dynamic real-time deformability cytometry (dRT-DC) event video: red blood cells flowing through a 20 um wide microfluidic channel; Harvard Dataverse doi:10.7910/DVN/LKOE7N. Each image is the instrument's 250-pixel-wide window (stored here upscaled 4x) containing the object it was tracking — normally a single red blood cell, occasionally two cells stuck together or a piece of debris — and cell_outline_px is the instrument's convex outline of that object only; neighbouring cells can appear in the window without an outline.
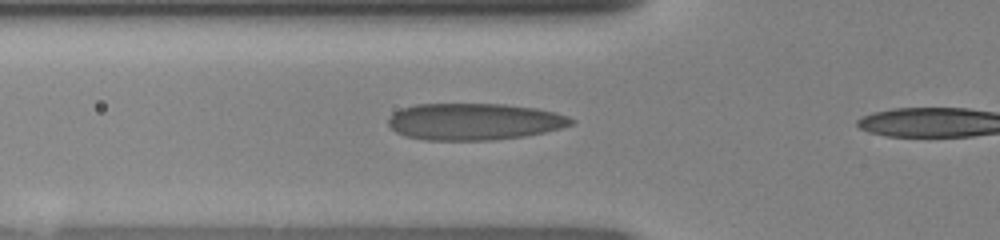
{"species": "human", "species_latin": "Homo sapiens", "temperature_condition": "room temperature", "stored_images_in_passage": 33, "camera_frame_rate_fps": 3000, "um_per_image_px": 0.085, "donor": {"sex": "female"}, "frame": {"image": 1, "passage_image": 9, "time_ms": 2.667, "image_size_px": [1000, 240], "cell_outline_px": [[576, 120], [572, 124], [560, 128], [544, 132], [524, 136], [492, 140], [424, 140], [404, 136], [396, 132], [388, 124], [388, 116], [392, 112], [400, 108], [416, 104], [504, 104], [536, 108], [556, 112], [568, 116]], "centroid_in_image_um": [40.27, 10.33], "position_along_channel_um": 85.5, "area_um2": 39.48}}
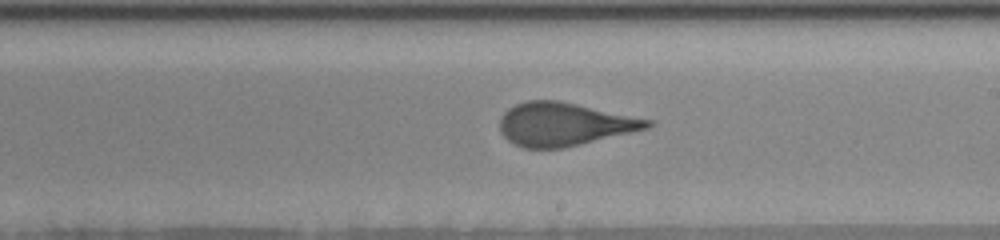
{"frame": {"image": 2, "passage_image": 20, "time_ms": 6.333, "image_size_px": [1000, 240], "cell_outline_px": [[656, 124], [648, 128], [564, 148], [524, 148], [508, 140], [500, 132], [500, 116], [508, 108], [516, 104], [528, 100], [560, 100], [652, 120]], "centroid_in_image_um": [47.94, 10.55], "position_along_channel_um": 241.1, "area_um2": 37.11}}
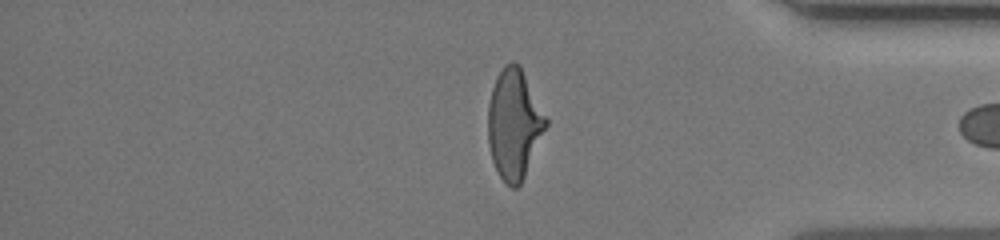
{"frame": {"image": 3, "passage_image": 32, "time_ms": 10.333, "image_size_px": [1000, 240], "cell_outline_px": [[548, 124], [524, 176], [520, 184], [516, 188], [512, 188], [500, 176], [492, 160], [488, 144], [488, 104], [492, 88], [496, 76], [504, 64], [512, 60], [520, 64], [548, 120]], "centroid_in_image_um": [43.69, 10.49], "position_along_channel_um": 391.5, "area_um2": 36.93}}